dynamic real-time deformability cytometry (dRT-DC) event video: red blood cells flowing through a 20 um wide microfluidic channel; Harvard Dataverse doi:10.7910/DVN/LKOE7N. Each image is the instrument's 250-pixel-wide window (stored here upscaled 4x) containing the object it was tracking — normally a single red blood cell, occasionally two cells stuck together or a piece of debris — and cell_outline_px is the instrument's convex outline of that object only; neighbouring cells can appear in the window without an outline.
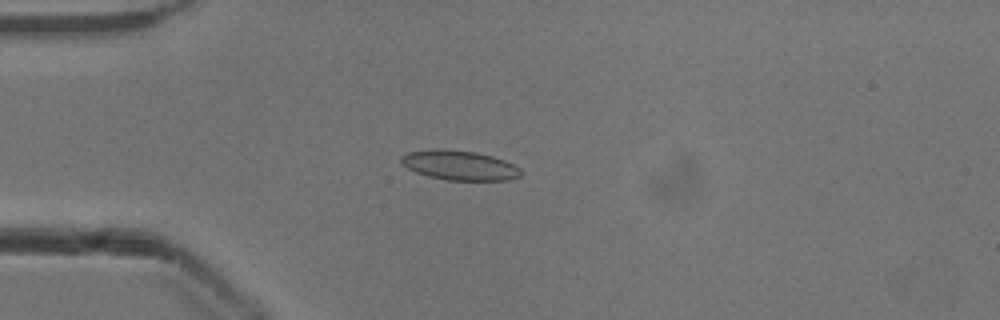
{"species": "common noctule bat (a hibernating species)", "species_latin": "Nyctalus noctula", "temperature_condition": "cold", "stored_images_in_passage": 40, "camera_frame_rate_fps": 3000, "um_per_image_px": 0.085, "animal": {"sex": "male", "body_mass_g": 13.3}, "frame": {"image": 1, "passage_image": 1, "time_ms": 0.0, "image_size_px": [1000, 320], "cell_outline_px": [[524, 172], [520, 176], [508, 180], [448, 180], [428, 176], [416, 172], [408, 168], [400, 160], [400, 156], [408, 152], [432, 148], [440, 148], [476, 152], [492, 156], [504, 160], [520, 168]], "centroid_in_image_um": [39.06, 14.04], "position_along_channel_um": 45.9, "area_um2": 20.75}}
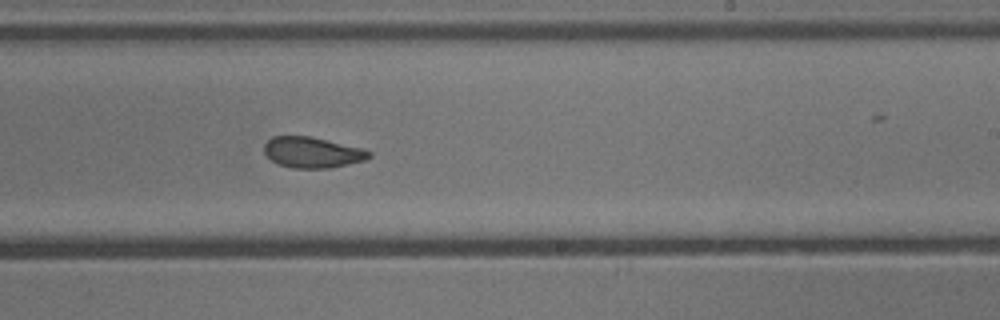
{"frame": {"image": 2, "passage_image": 19, "time_ms": 6.0, "image_size_px": [1000, 320], "cell_outline_px": [[372, 156], [364, 160], [328, 168], [292, 168], [280, 164], [272, 160], [264, 152], [264, 144], [272, 136], [308, 136], [364, 148], [372, 152]], "centroid_in_image_um": [26.56, 12.94], "position_along_channel_um": 262.4, "area_um2": 18.67}}
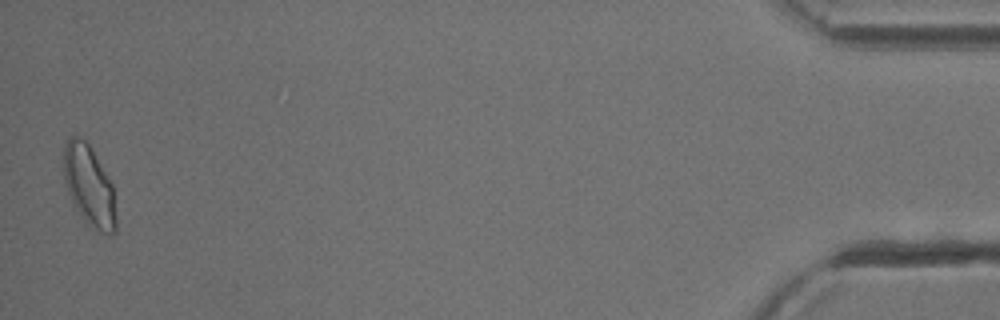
{"frame": {"image": 3, "passage_image": 39, "time_ms": 12.667, "image_size_px": [1000, 320], "cell_outline_px": [[116, 232], [100, 232], [92, 228], [84, 220], [72, 200], [68, 192], [64, 176], [64, 144], [68, 136], [76, 136], [84, 140], [88, 144], [112, 184], [116, 216]], "centroid_in_image_um": [7.57, 15.79], "position_along_channel_um": 427.6, "area_um2": 24.04}, "authors_computed_cell_mechanics": {"area_um2": 19.7098, "velocity_mm_per_s": 3.9012, "shape_relaxation_time_tau1_ms": 5.1032, "shape_relaxation_time_tau2_ms": 1.6842, "deformation_change_tau1": 0.1077, "deformation_change_tau2": 0.0636}}